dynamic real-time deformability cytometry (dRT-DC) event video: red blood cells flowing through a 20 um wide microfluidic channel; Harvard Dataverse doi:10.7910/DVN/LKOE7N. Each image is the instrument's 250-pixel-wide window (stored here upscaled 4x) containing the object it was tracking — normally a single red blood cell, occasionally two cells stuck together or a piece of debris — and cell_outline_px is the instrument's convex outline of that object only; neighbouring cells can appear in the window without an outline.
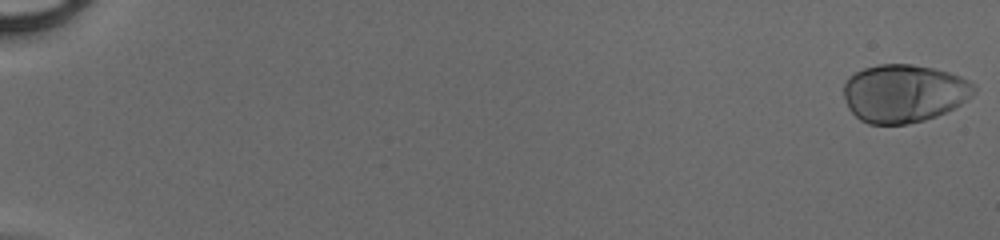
{"species": "human", "species_latin": "Homo sapiens", "temperature_condition": "cold", "stored_images_in_passage": 50, "camera_frame_rate_fps": 3000, "um_per_image_px": 0.085, "donor": {"sex": "male"}, "frame": {"image": 1, "passage_image": 1, "time_ms": 0.0, "image_size_px": [1000, 240], "cell_outline_px": [[976, 92], [972, 96], [960, 104], [936, 116], [924, 120], [908, 124], [868, 124], [860, 120], [848, 108], [844, 96], [844, 84], [848, 76], [864, 68], [880, 64], [912, 64], [932, 68], [948, 72], [960, 76], [976, 84]], "centroid_in_image_um": [76.83, 7.93], "position_along_channel_um": 8.2, "area_um2": 44.16}}
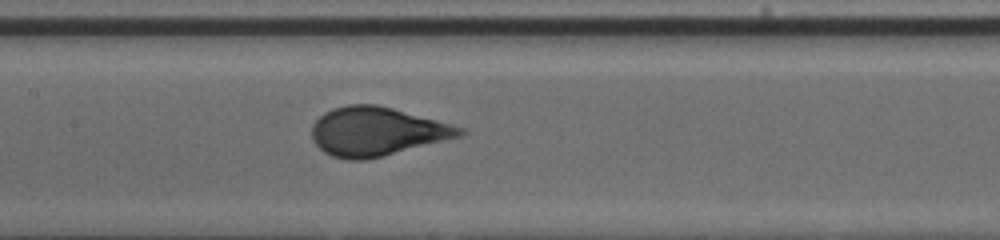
{"frame": {"image": 2, "passage_image": 27, "time_ms": 8.667, "image_size_px": [1000, 240], "cell_outline_px": [[468, 132], [464, 136], [364, 160], [348, 160], [332, 156], [324, 152], [312, 140], [312, 124], [324, 112], [332, 108], [348, 104], [376, 104], [392, 108], [464, 128]], "centroid_in_image_um": [32.01, 11.17], "position_along_channel_um": 175.4, "area_um2": 41.85}}
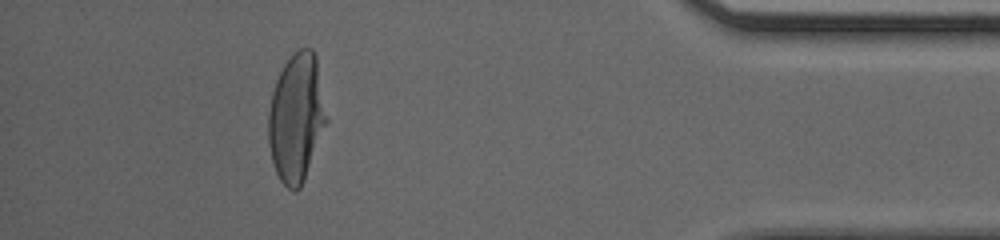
{"frame": {"image": 3, "passage_image": 46, "time_ms": 15.0, "image_size_px": [1000, 240], "cell_outline_px": [[328, 120], [304, 180], [300, 188], [296, 192], [292, 192], [280, 180], [276, 172], [272, 160], [268, 144], [268, 112], [272, 92], [276, 80], [284, 64], [292, 52], [300, 48], [312, 48], [316, 52]], "centroid_in_image_um": [25.2, 9.98], "position_along_channel_um": 410.0, "area_um2": 43.87}}